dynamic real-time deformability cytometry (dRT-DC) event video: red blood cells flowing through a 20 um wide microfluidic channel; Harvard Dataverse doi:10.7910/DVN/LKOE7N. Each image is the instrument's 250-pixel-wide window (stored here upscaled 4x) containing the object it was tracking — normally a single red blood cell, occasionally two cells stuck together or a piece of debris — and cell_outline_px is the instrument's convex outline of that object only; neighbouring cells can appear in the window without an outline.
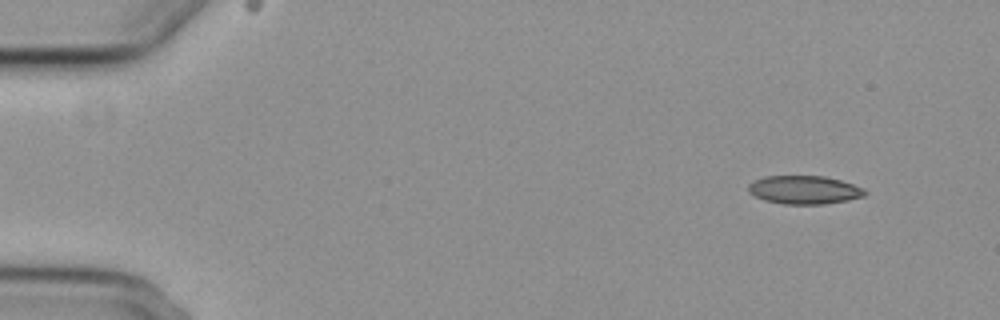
{"species": "common noctule bat (a hibernating species)", "species_latin": "Nyctalus noctula", "temperature_condition": "cold", "stored_images_in_passage": 5, "camera_frame_rate_fps": 3000, "um_per_image_px": 0.085, "animal": {"sex": "female", "body_mass_g": 29.2, "forearm_length_mm": 56.3}, "frame": {"image": 1, "passage_image": 1, "time_ms": 0.0, "image_size_px": [1000, 320], "cell_outline_px": [[868, 192], [864, 196], [848, 200], [824, 204], [784, 204], [764, 200], [748, 192], [748, 184], [764, 176], [824, 176], [840, 180], [864, 188]], "centroid_in_image_um": [68.37, 16.14], "position_along_channel_um": 16.6, "area_um2": 19.25}}